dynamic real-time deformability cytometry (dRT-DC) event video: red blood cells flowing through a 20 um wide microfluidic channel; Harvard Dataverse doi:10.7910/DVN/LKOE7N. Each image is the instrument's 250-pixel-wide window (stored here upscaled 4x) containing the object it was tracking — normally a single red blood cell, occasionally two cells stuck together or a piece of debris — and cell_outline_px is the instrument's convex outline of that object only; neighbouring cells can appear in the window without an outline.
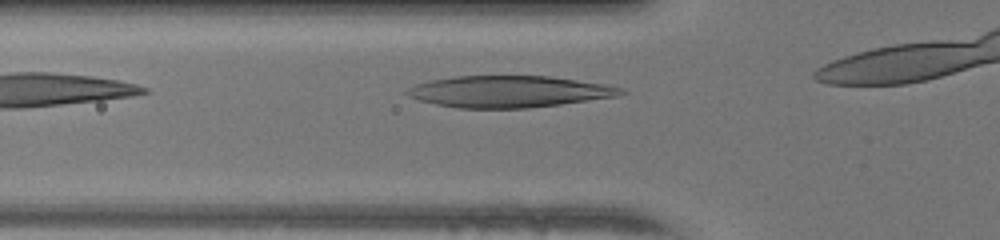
{"species": "human", "species_latin": "Homo sapiens", "temperature_condition": "warm", "stored_images_in_passage": 7, "camera_frame_rate_fps": 3000, "um_per_image_px": 0.085, "donor": {"sex": "female"}, "frame": {"image": 1, "passage_image": 2, "time_ms": 0.333, "image_size_px": [1000, 240], "cell_outline_px": [[628, 92], [616, 96], [560, 104], [528, 108], [456, 108], [436, 104], [420, 100], [408, 96], [404, 92], [408, 88], [416, 84], [432, 80], [452, 76], [548, 76], [608, 84], [620, 88]], "centroid_in_image_um": [43.25, 7.78], "position_along_channel_um": 82.6, "area_um2": 39.25}}
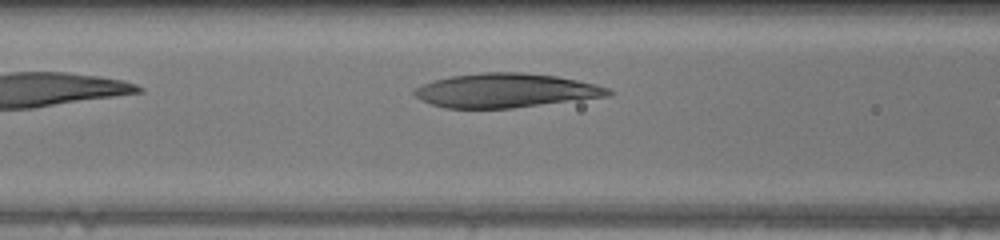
{"frame": {"image": 2, "passage_image": 5, "time_ms": 1.333, "image_size_px": [1000, 240], "cell_outline_px": [[612, 92], [608, 96], [512, 108], [444, 108], [420, 100], [412, 92], [412, 88], [436, 80], [452, 76], [480, 72], [524, 72], [556, 76], [596, 84], [608, 88]], "centroid_in_image_um": [42.95, 7.69], "position_along_channel_um": 123.7, "area_um2": 38.38}}